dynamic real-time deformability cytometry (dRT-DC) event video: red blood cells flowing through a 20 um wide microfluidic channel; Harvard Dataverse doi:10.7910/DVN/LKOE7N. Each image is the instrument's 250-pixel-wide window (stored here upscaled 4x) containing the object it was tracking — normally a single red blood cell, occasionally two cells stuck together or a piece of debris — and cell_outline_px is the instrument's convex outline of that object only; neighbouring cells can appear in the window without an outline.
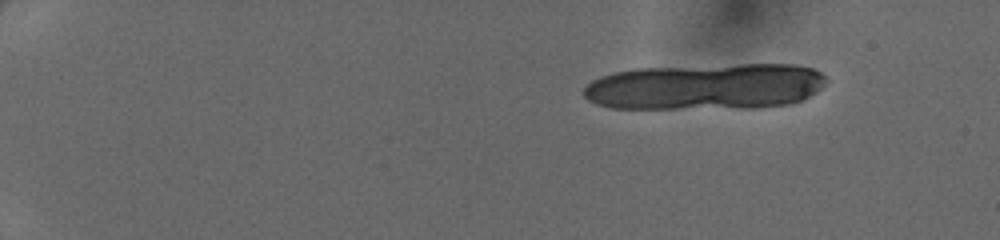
{"species": "human", "species_latin": "Homo sapiens", "temperature_condition": "cold", "stored_images_in_passage": 8, "camera_frame_rate_fps": 3000, "um_per_image_px": 0.085, "donor": {"sex": "female"}, "frame": {"image": 1, "passage_image": 1, "time_ms": 0.0, "image_size_px": [1000, 240], "cell_outline_px": [[828, 80], [816, 92], [804, 100], [792, 104], [756, 108], [612, 108], [596, 104], [588, 100], [580, 92], [592, 80], [600, 76], [616, 72], [636, 68], [740, 64], [792, 64], [812, 68], [828, 76]], "centroid_in_image_um": [60.0, 7.36], "position_along_channel_um": 25.0, "area_um2": 66.12}}